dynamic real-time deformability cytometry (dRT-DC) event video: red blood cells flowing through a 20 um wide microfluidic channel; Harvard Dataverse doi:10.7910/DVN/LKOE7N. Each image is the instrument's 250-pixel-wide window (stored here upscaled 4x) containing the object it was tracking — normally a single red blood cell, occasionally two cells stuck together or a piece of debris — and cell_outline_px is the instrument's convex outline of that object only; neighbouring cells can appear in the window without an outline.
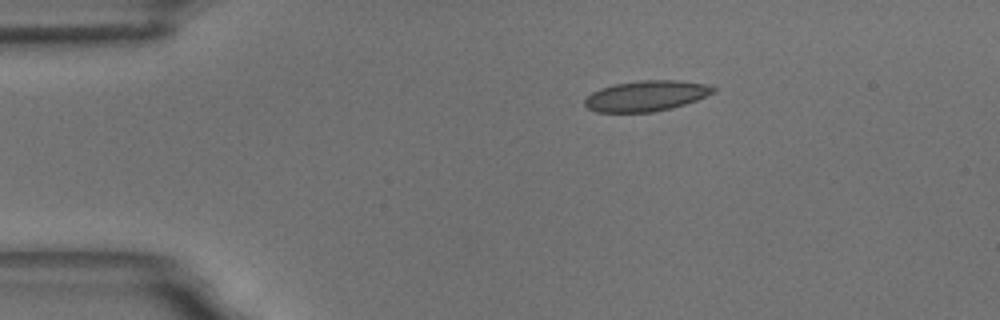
{"species": "common noctule bat (a hibernating species)", "species_latin": "Nyctalus noctula", "temperature_condition": "room temperature", "stored_images_in_passage": 15, "camera_frame_rate_fps": 3000, "um_per_image_px": 0.085, "animal": {"sex": "male", "body_mass_g": 18.8}, "frame": {"image": 1, "passage_image": 3, "time_ms": 3.0, "image_size_px": [1000, 320], "cell_outline_px": [[716, 92], [696, 100], [672, 108], [652, 112], [596, 112], [588, 108], [584, 104], [584, 100], [592, 92], [600, 88], [612, 84], [640, 80], [676, 80], [704, 84], [716, 88]], "centroid_in_image_um": [54.9, 8.15], "position_along_channel_um": 30.1, "area_um2": 22.89}}
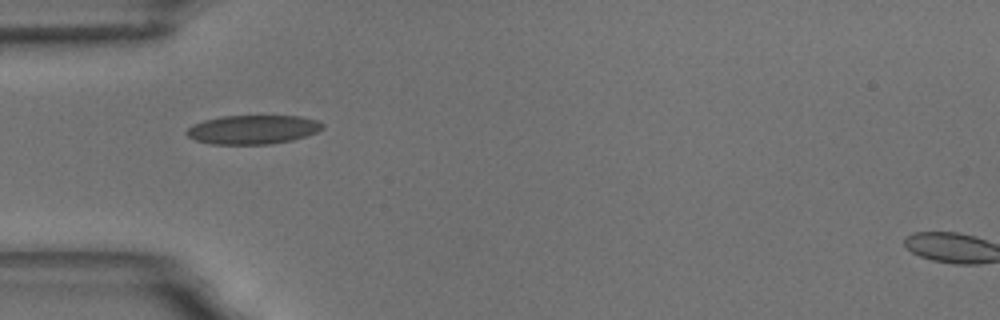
{"frame": {"image": 2, "passage_image": 5, "time_ms": 5.333, "image_size_px": [1000, 320], "cell_outline_px": [[324, 128], [316, 132], [292, 140], [268, 144], [212, 144], [196, 140], [188, 136], [184, 132], [192, 124], [204, 120], [220, 116], [300, 116], [316, 120], [324, 124]], "centroid_in_image_um": [21.47, 11.01], "position_along_channel_um": 63.5, "area_um2": 22.89}}
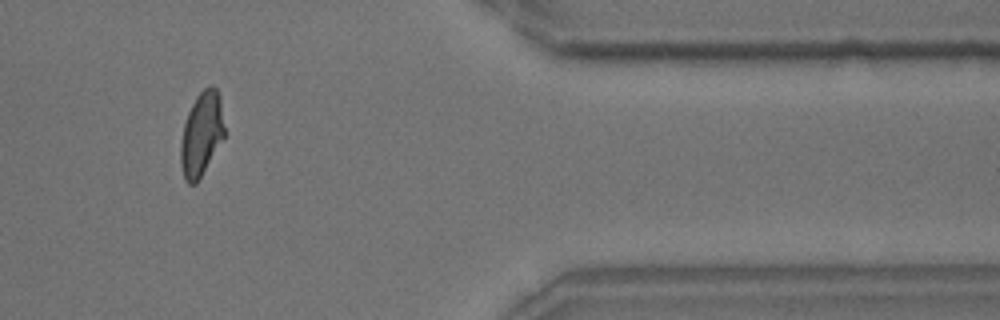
{"frame": {"image": 3, "passage_image": 13, "time_ms": 15.333, "image_size_px": [1000, 320], "cell_outline_px": [[224, 136], [196, 184], [188, 184], [184, 180], [180, 164], [180, 140], [184, 124], [188, 112], [196, 96], [204, 88], [212, 84], [216, 88], [220, 96], [224, 128]], "centroid_in_image_um": [17.1, 11.39], "position_along_channel_um": 394.3, "area_um2": 21.33}, "authors_computed_cell_mechanics": {"area_um2": 21.9062, "velocity_mm_per_s": 3.5807, "shape_relaxation_time_tau1_ms": 10.9655, "shape_relaxation_time_tau2_ms": null, "deformation_change_tau1": 0.2218, "deformation_change_tau2": null}}